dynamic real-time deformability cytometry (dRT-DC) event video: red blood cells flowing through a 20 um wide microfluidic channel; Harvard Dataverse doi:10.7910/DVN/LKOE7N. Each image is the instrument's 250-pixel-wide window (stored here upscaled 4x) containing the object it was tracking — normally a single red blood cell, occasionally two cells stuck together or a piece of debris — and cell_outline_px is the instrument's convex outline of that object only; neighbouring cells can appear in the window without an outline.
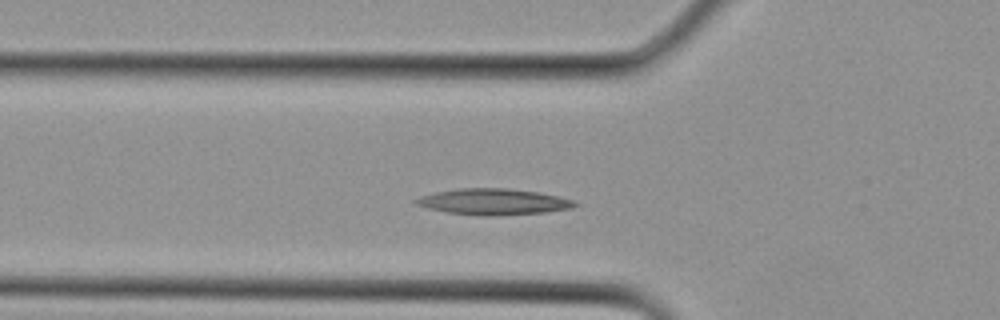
{"species": "Egyptian fruit bat (a non-hibernating species)", "species_latin": "Rousettus aegyptiacus", "temperature_condition": "cold", "stored_images_in_passage": 14, "camera_frame_rate_fps": 3000, "um_per_image_px": 0.085, "animal": {"sex": "female"}, "frame": {"image": 1, "passage_image": 2, "time_ms": 0.333, "image_size_px": [1000, 320], "cell_outline_px": [[580, 204], [572, 208], [544, 212], [496, 216], [480, 216], [448, 212], [428, 208], [416, 204], [412, 200], [420, 196], [436, 192], [456, 188], [508, 188], [536, 192], [556, 196], [572, 200]], "centroid_in_image_um": [41.91, 17.15], "position_along_channel_um": 83.9, "area_um2": 24.1}}
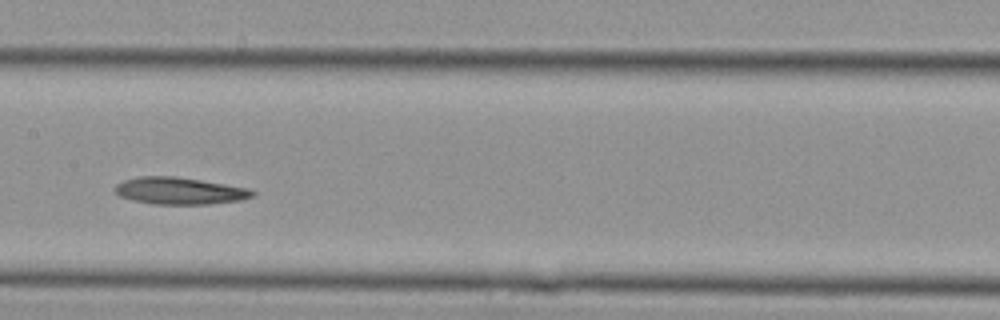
{"frame": {"image": 2, "passage_image": 7, "time_ms": 2.0, "image_size_px": [1000, 320], "cell_outline_px": [[256, 192], [252, 196], [240, 200], [208, 204], [152, 204], [132, 200], [120, 196], [112, 192], [112, 188], [116, 184], [124, 180], [140, 176], [176, 176], [248, 188]], "centroid_in_image_um": [15.19, 16.22], "position_along_channel_um": 192.2, "area_um2": 21.68}}
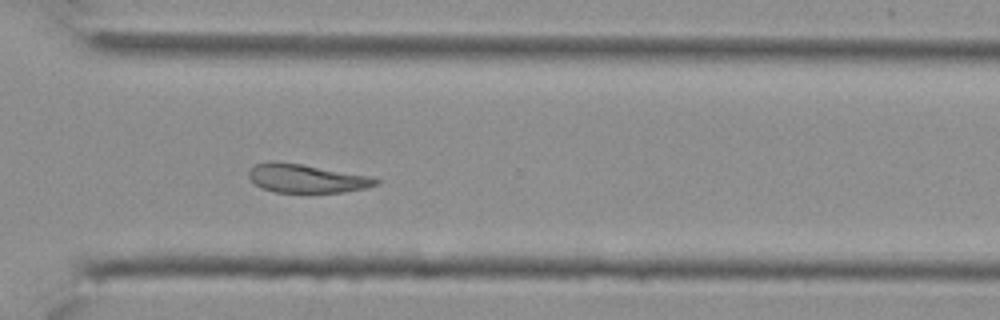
{"frame": {"image": 3, "passage_image": 14, "time_ms": 4.333, "image_size_px": [1000, 320], "cell_outline_px": [[380, 184], [368, 188], [344, 192], [276, 192], [260, 188], [248, 176], [248, 172], [256, 164], [300, 164], [368, 176], [380, 180]], "centroid_in_image_um": [26.13, 15.21], "position_along_channel_um": 344.5, "area_um2": 20.35}}